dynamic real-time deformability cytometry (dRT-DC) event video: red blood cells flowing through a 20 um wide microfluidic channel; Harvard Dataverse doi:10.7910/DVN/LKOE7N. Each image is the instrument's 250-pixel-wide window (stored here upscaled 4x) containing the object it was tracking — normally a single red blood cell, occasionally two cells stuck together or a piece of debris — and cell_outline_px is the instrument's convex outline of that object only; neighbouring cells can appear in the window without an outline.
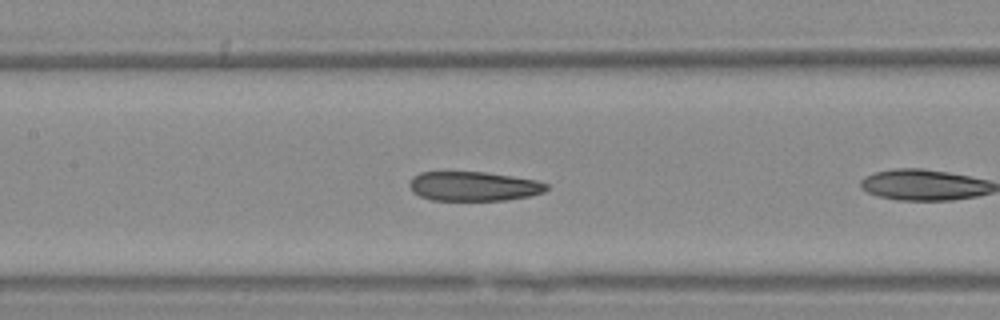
{"species": "Egyptian fruit bat (a non-hibernating species)", "species_latin": "Rousettus aegyptiacus", "temperature_condition": "warm", "stored_images_in_passage": 12, "camera_frame_rate_fps": 3000, "um_per_image_px": 0.085, "animal": {"sex": "female"}, "frame": {"image": 1, "passage_image": 10, "time_ms": 3.0, "image_size_px": [1000, 320], "cell_outline_px": [[548, 188], [544, 192], [528, 196], [508, 200], [432, 200], [420, 196], [412, 192], [408, 184], [412, 176], [420, 172], [484, 172], [512, 176], [536, 180], [548, 184]], "centroid_in_image_um": [40.23, 15.83], "position_along_channel_um": 167.2, "area_um2": 23.52}}